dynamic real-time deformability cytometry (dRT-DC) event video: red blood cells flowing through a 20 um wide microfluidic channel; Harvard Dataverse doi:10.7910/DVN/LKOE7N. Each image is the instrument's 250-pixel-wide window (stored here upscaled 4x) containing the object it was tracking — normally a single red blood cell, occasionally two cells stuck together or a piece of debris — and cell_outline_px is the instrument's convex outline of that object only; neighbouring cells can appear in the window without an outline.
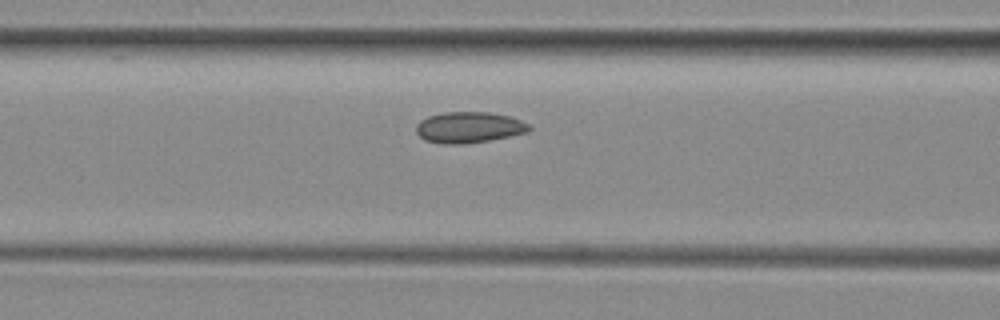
{"species": "common noctule bat (a hibernating species)", "species_latin": "Nyctalus noctula", "temperature_condition": "room temperature", "stored_images_in_passage": 5, "segment_of_instrument_passage": [2, 2], "camera_frame_rate_fps": 3000, "um_per_image_px": 0.085, "animal": {"sex": "female", "body_mass_g": 29.2, "forearm_length_mm": 56.3}, "frame": {"image": 1, "passage_image": 5, "time_ms": 5.667, "image_size_px": [1000, 320], "cell_outline_px": [[532, 128], [528, 132], [488, 140], [464, 144], [444, 144], [424, 140], [416, 132], [416, 124], [420, 120], [428, 116], [444, 112], [488, 112], [508, 116], [520, 120], [528, 124]], "centroid_in_image_um": [39.83, 10.82], "position_along_channel_um": 126.8, "area_um2": 20.35}}